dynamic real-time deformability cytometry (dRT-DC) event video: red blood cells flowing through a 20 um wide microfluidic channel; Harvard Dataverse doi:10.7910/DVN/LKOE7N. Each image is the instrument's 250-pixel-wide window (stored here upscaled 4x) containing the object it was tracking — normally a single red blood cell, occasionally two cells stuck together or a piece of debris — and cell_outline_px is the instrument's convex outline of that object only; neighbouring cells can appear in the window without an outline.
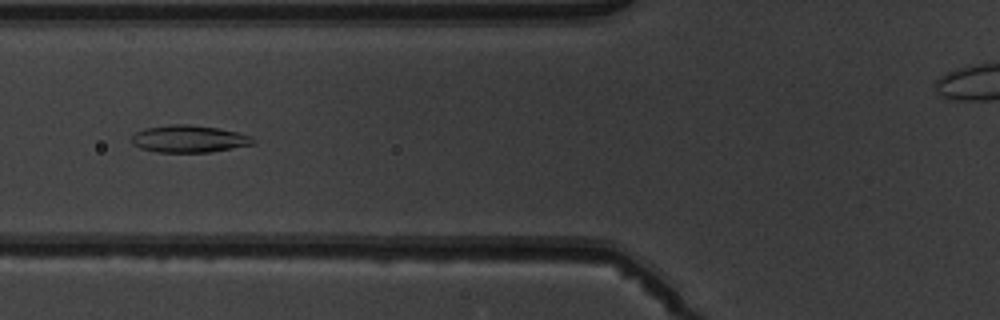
{"species": "common noctule bat (a hibernating species)", "species_latin": "Nyctalus noctula", "temperature_condition": "warm", "stored_images_in_passage": 7, "camera_frame_rate_fps": 3000, "um_per_image_px": 0.085, "animal": {"sex": "male", "body_mass_g": 19.5, "forearm_length_mm": 54.6}, "frame": {"image": 1, "passage_image": 6, "time_ms": 6.0, "image_size_px": [1000, 320], "cell_outline_px": [[256, 140], [252, 144], [212, 152], [156, 152], [140, 148], [132, 144], [132, 136], [136, 132], [144, 128], [172, 124], [188, 124], [216, 128], [236, 132], [252, 136]], "centroid_in_image_um": [16.04, 11.8], "position_along_channel_um": 109.8, "area_um2": 19.19}}
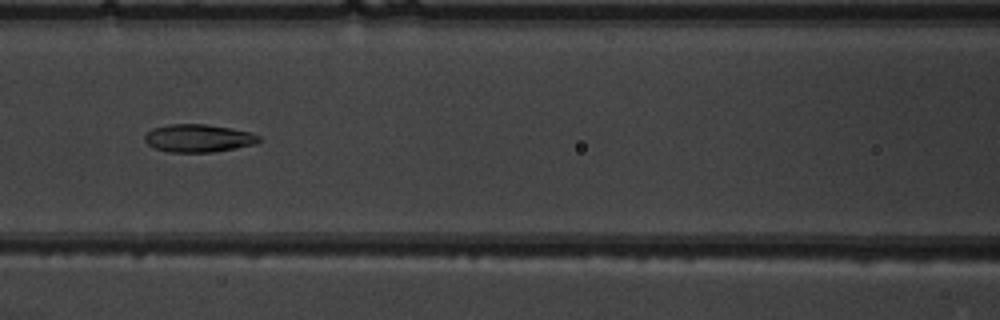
{"frame": {"image": 2, "passage_image": 7, "time_ms": 7.0, "image_size_px": [1000, 320], "cell_outline_px": [[260, 140], [256, 144], [236, 148], [212, 152], [168, 152], [156, 148], [148, 144], [144, 140], [144, 136], [152, 128], [172, 124], [204, 124], [232, 128], [252, 132], [260, 136]], "centroid_in_image_um": [16.89, 11.74], "position_along_channel_um": 149.7, "area_um2": 18.55}}